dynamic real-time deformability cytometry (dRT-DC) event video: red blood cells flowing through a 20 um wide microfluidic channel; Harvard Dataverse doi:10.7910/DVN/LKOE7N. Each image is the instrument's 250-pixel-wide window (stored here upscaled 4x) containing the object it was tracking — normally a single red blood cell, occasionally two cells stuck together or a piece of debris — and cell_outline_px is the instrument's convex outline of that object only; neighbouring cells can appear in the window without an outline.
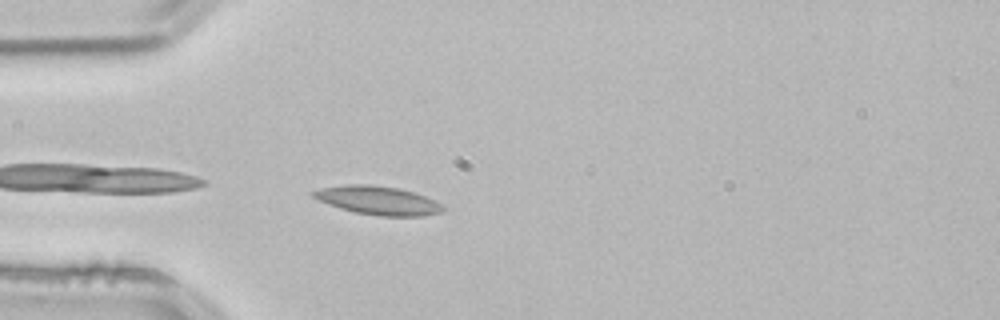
{"species": "common noctule bat (a hibernating species)", "species_latin": "Nyctalus noctula", "temperature_condition": "room temperature", "stored_images_in_passage": 30, "camera_frame_rate_fps": 3000, "um_per_image_px": 0.085, "animal": {"sex": "male", "body_mass_g": 21.5, "forearm_length_mm": 52.0}, "frame": {"image": 1, "passage_image": 1, "time_ms": 0.0, "image_size_px": [1000, 320], "cell_outline_px": [[444, 208], [440, 212], [424, 216], [380, 216], [356, 212], [340, 208], [328, 204], [312, 196], [308, 192], [320, 188], [348, 184], [372, 184], [396, 188], [412, 192], [424, 196], [440, 204]], "centroid_in_image_um": [32.07, 17.03], "position_along_channel_um": 52.9, "area_um2": 21.33}, "authors_computed_cell_mechanics": {"area_um2": 18.6116, "velocity_mm_per_s": 3.7905, "shape_relaxation_time_tau1_ms": null, "shape_relaxation_time_tau2_ms": 2.053, "deformation_change_tau1": null, "deformation_change_tau2": 0.0696}}